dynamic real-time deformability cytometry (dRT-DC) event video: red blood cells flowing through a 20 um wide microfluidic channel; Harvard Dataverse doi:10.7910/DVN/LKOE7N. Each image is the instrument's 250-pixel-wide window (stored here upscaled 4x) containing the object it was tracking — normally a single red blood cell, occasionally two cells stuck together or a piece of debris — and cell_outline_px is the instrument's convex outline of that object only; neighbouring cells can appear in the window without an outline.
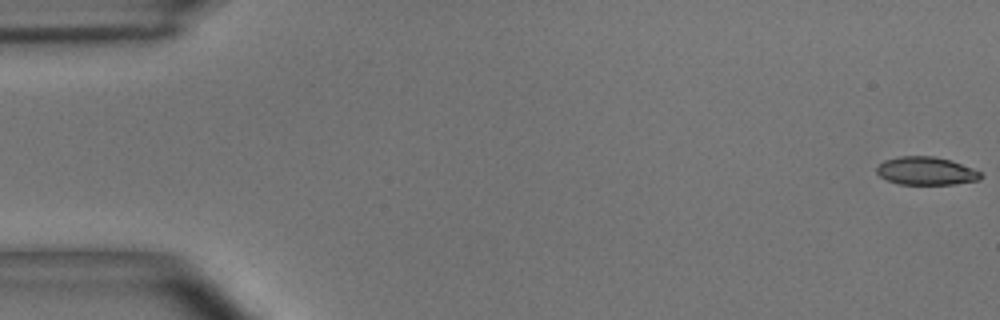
{"species": "common noctule bat (a hibernating species)", "species_latin": "Nyctalus noctula", "temperature_condition": "room temperature", "stored_images_in_passage": 5, "camera_frame_rate_fps": 3000, "um_per_image_px": 0.085, "animal": {"sex": "male", "body_mass_g": 15.6}, "frame": {"image": 1, "passage_image": 1, "time_ms": 0.0, "image_size_px": [1000, 320], "cell_outline_px": [[984, 176], [980, 180], [956, 184], [900, 184], [888, 180], [880, 176], [876, 172], [876, 168], [884, 160], [900, 156], [932, 156], [952, 160], [972, 168], [980, 172]], "centroid_in_image_um": [78.75, 14.53], "position_along_channel_um": 6.3, "area_um2": 17.05}}
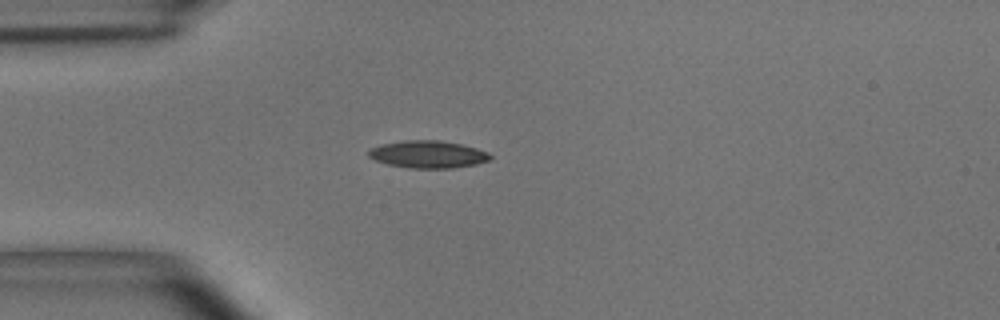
{"frame": {"image": 2, "passage_image": 5, "time_ms": 1.333, "image_size_px": [1000, 320], "cell_outline_px": [[492, 160], [476, 164], [452, 168], [408, 168], [388, 164], [376, 160], [368, 156], [368, 152], [372, 148], [380, 144], [404, 140], [440, 140], [460, 144], [476, 148], [488, 152], [492, 156]], "centroid_in_image_um": [36.4, 13.12], "position_along_channel_um": 48.6, "area_um2": 19.42}}